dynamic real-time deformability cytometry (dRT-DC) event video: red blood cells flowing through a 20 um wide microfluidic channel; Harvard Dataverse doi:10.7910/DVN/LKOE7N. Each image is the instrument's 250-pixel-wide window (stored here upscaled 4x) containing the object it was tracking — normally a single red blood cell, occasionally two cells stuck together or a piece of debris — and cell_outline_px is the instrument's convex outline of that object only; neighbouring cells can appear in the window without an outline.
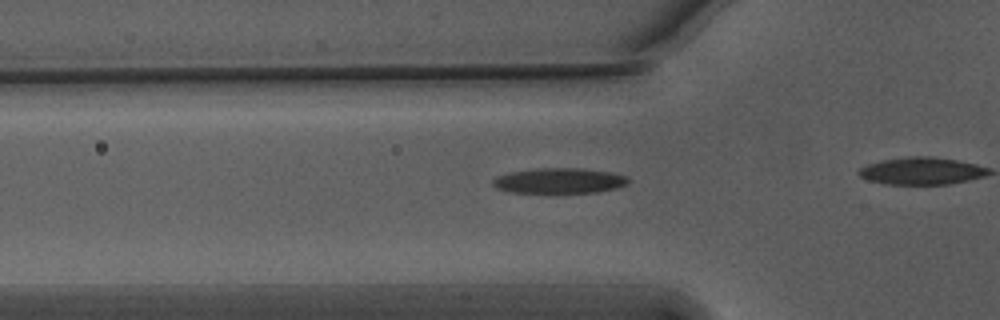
{"species": "Egyptian fruit bat (a non-hibernating species)", "species_latin": "Rousettus aegyptiacus", "temperature_condition": "warm", "stored_images_in_passage": 36, "camera_frame_rate_fps": 3000, "um_per_image_px": 0.085, "animal": {"sex": "male"}, "frame": {"image": 1, "passage_image": 6, "time_ms": 1.667, "image_size_px": [1000, 320], "cell_outline_px": [[628, 184], [616, 188], [596, 192], [508, 192], [496, 188], [492, 184], [492, 180], [500, 176], [512, 172], [540, 168], [584, 168], [608, 172], [628, 176]], "centroid_in_image_um": [47.56, 15.36], "position_along_channel_um": 78.2, "area_um2": 19.71}}
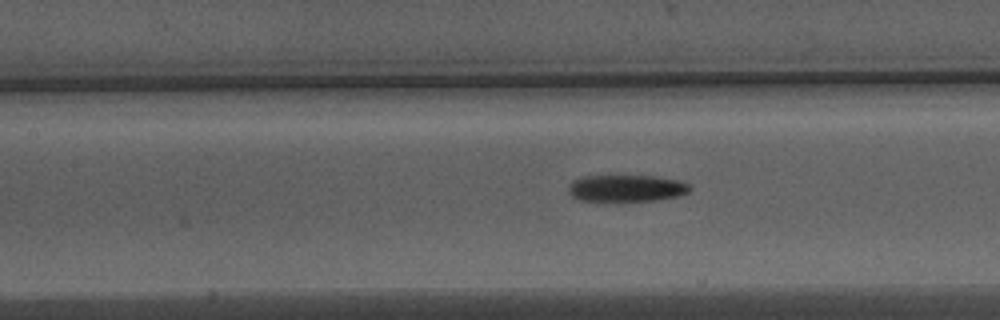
{"frame": {"image": 2, "passage_image": 12, "time_ms": 3.667, "image_size_px": [1000, 320], "cell_outline_px": [[692, 188], [688, 192], [676, 196], [656, 200], [616, 204], [604, 204], [580, 200], [572, 196], [568, 192], [568, 184], [572, 180], [580, 176], [656, 176], [680, 180], [688, 184]], "centroid_in_image_um": [53.16, 16.05], "position_along_channel_um": 154.2, "area_um2": 20.11}}
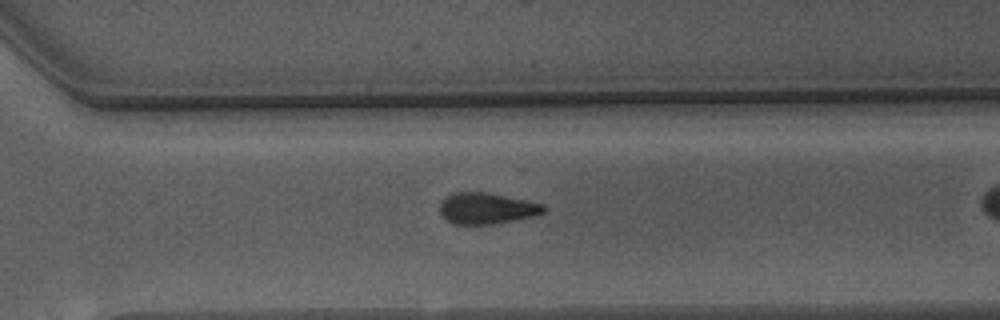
{"frame": {"image": 3, "passage_image": 26, "time_ms": 8.333, "image_size_px": [1000, 320], "cell_outline_px": [[548, 208], [544, 212], [532, 216], [492, 224], [452, 224], [440, 216], [440, 204], [452, 192], [484, 192], [528, 200], [544, 204]], "centroid_in_image_um": [41.36, 17.71], "position_along_channel_um": 329.2, "area_um2": 18.84}, "authors_computed_cell_mechanics": {"area_um2": 19.6231, "velocity_mm_per_s": 3.7634, "shape_relaxation_time_tau1_ms": 3.5349, "shape_relaxation_time_tau2_ms": 11.3505, "deformation_change_tau1": 0.1592, "deformation_change_tau2": 0.2245}}